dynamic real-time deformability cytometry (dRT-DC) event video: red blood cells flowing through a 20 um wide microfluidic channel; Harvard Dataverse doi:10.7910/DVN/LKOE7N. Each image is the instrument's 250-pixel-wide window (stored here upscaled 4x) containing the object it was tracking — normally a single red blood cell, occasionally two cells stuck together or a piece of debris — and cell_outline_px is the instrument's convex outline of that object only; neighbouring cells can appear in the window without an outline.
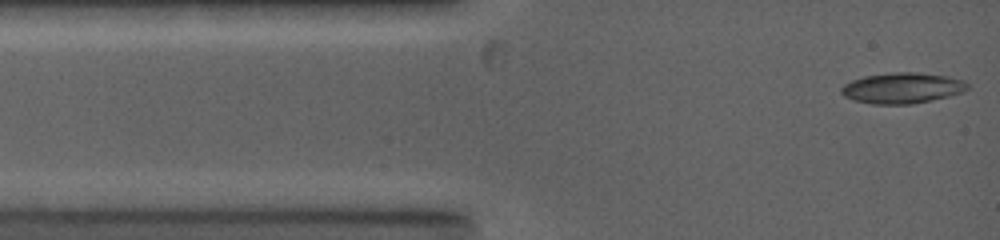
{"species": "common noctule bat (a hibernating species)", "species_latin": "Nyctalus noctula", "temperature_condition": "warm", "stored_images_in_passage": 14, "camera_frame_rate_fps": 5000, "um_per_image_px": 0.085, "animal": {"sex": "female", "body_mass_g": 19.0, "forearm_length_mm": 53.3}, "frame": {"image": 1, "passage_image": 1, "time_ms": 0.0, "image_size_px": [1000, 240], "cell_outline_px": [[968, 88], [964, 92], [948, 96], [912, 104], [872, 104], [852, 100], [844, 96], [840, 92], [840, 88], [844, 84], [852, 80], [864, 76], [896, 72], [916, 72], [948, 76], [964, 80], [968, 84]], "centroid_in_image_um": [76.68, 7.48], "position_along_channel_um": 8.3, "area_um2": 22.66}}
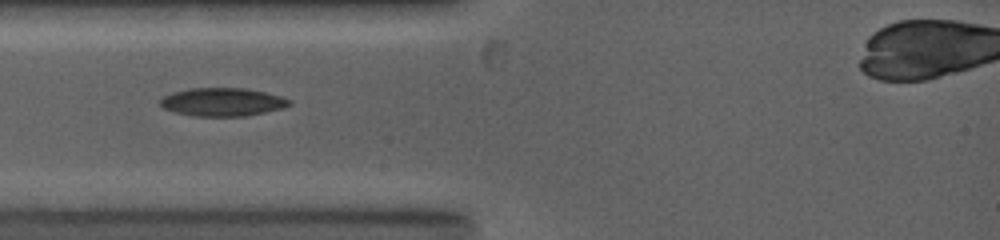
{"frame": {"image": 2, "passage_image": 7, "time_ms": 2.6, "image_size_px": [1000, 240], "cell_outline_px": [[292, 104], [284, 108], [248, 116], [192, 116], [176, 112], [164, 108], [160, 104], [160, 100], [164, 96], [172, 92], [188, 88], [244, 88], [264, 92], [280, 96], [292, 100]], "centroid_in_image_um": [18.93, 8.67], "position_along_channel_um": 66.1, "area_um2": 21.33}}